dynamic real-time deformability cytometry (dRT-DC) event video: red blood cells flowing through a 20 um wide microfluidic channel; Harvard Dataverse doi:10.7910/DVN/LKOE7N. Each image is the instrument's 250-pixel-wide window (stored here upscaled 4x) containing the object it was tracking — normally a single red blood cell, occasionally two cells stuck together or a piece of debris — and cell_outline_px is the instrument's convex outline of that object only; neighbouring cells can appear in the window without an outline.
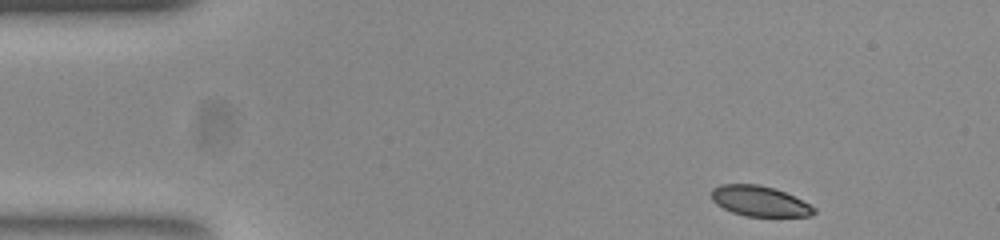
{"species": "common noctule bat (a hibernating species)", "species_latin": "Nyctalus noctula", "temperature_condition": "room temperature", "stored_images_in_passage": 48, "camera_frame_rate_fps": 3000, "um_per_image_px": 0.085, "animal": {"sex": "female", "body_mass_g": 23.0, "forearm_length_mm": 53.4}, "frame": {"image": 1, "passage_image": 1, "time_ms": 0.0, "image_size_px": [1000, 240], "cell_outline_px": [[816, 212], [812, 216], [744, 216], [732, 212], [716, 204], [712, 200], [712, 188], [720, 184], [756, 184], [772, 188], [784, 192], [816, 208]], "centroid_in_image_um": [64.54, 17.1], "position_along_channel_um": 20.5, "area_um2": 17.92}}
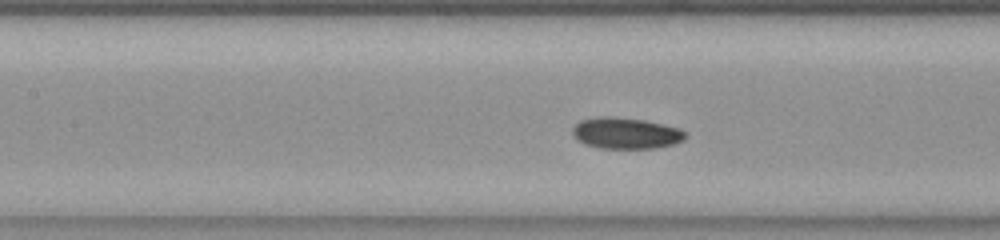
{"frame": {"image": 2, "passage_image": 18, "time_ms": 5.667, "image_size_px": [1000, 240], "cell_outline_px": [[688, 136], [684, 140], [672, 144], [656, 148], [600, 148], [584, 144], [572, 132], [572, 128], [580, 120], [600, 116], [608, 116], [644, 120], [676, 128], [684, 132]], "centroid_in_image_um": [53.18, 11.32], "position_along_channel_um": 154.2, "area_um2": 20.23}}
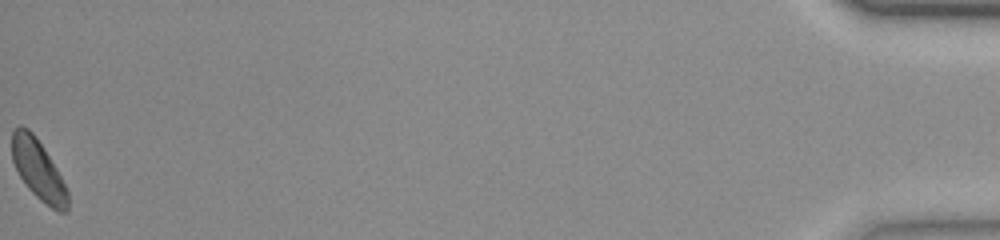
{"frame": {"image": 3, "passage_image": 48, "time_ms": 15.667, "image_size_px": [1000, 240], "cell_outline_px": [[68, 208], [64, 212], [60, 212], [52, 208], [40, 200], [28, 188], [20, 176], [12, 160], [12, 132], [16, 128], [28, 128], [36, 136], [44, 148], [56, 168], [68, 192]], "centroid_in_image_um": [3.25, 14.44], "position_along_channel_um": 431.9, "area_um2": 19.07}, "authors_computed_cell_mechanics": {"area_um2": 19.8832, "velocity_mm_per_s": 3.8372, "shape_relaxation_time_tau1_ms": 9.2791, "shape_relaxation_time_tau2_ms": null, "deformation_change_tau1": 0.1996, "deformation_change_tau2": null}}